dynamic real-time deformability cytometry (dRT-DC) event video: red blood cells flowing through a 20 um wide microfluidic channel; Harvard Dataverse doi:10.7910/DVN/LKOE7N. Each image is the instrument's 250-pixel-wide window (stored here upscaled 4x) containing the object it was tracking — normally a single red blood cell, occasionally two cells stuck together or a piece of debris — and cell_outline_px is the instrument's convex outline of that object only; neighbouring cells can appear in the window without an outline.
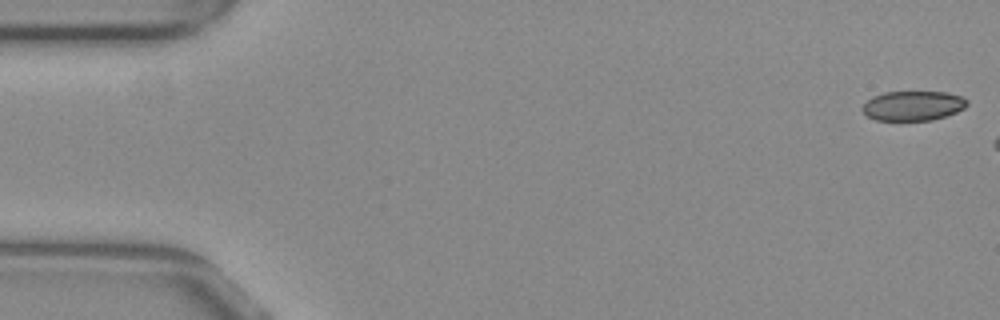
{"species": "common noctule bat (a hibernating species)", "species_latin": "Nyctalus noctula", "temperature_condition": "warm", "stored_images_in_passage": 13, "camera_frame_rate_fps": 3000, "um_per_image_px": 0.085, "animal": {"sex": "female", "body_mass_g": 29.2, "forearm_length_mm": 56.3}, "frame": {"image": 1, "passage_image": 1, "time_ms": 0.0, "image_size_px": [1000, 320], "cell_outline_px": [[968, 104], [964, 108], [956, 112], [932, 120], [876, 120], [868, 116], [860, 108], [872, 96], [884, 92], [944, 92], [964, 96], [968, 100]], "centroid_in_image_um": [77.62, 8.98], "position_along_channel_um": 7.4, "area_um2": 18.09}}